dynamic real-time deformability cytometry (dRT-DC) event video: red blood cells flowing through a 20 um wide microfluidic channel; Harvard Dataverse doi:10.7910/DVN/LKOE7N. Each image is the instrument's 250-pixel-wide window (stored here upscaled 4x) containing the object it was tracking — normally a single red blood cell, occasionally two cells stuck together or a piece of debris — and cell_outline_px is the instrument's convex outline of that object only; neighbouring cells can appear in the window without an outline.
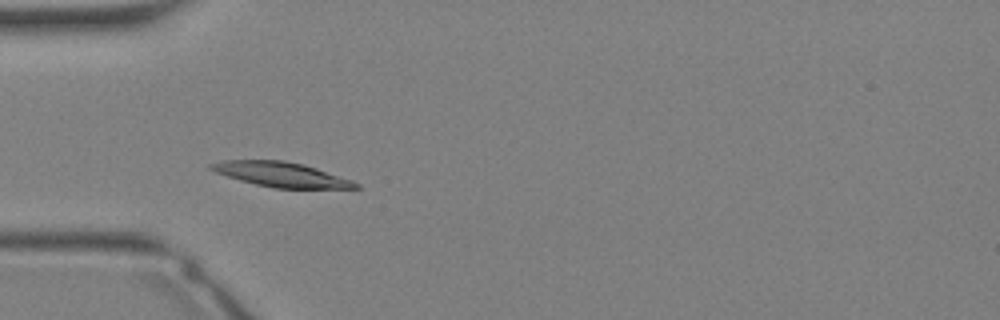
{"species": "Egyptian fruit bat (a non-hibernating species)", "species_latin": "Rousettus aegyptiacus", "temperature_condition": "warm", "stored_images_in_passage": 31, "camera_frame_rate_fps": 3000, "um_per_image_px": 0.085, "animal": {"sex": "female"}, "frame": {"image": 1, "passage_image": 8, "time_ms": 2.333, "image_size_px": [1000, 320], "cell_outline_px": [[360, 188], [272, 188], [240, 180], [216, 172], [208, 168], [208, 164], [220, 160], [284, 160], [304, 164], [352, 180], [360, 184]], "centroid_in_image_um": [23.88, 14.82], "position_along_channel_um": 61.1, "area_um2": 20.81}}
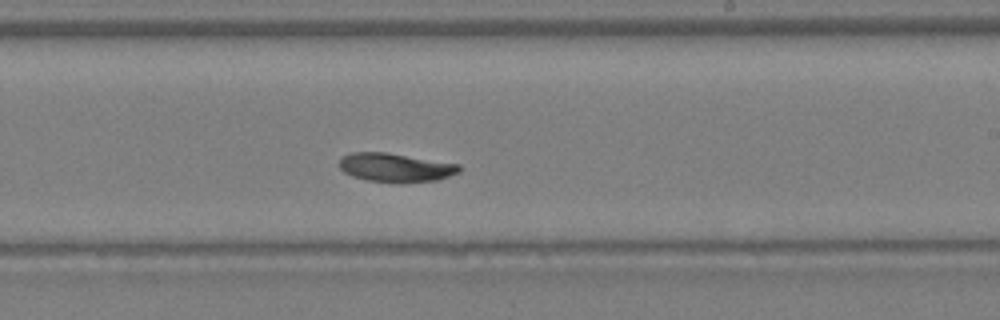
{"frame": {"image": 2, "passage_image": 18, "time_ms": 5.667, "image_size_px": [1000, 320], "cell_outline_px": [[460, 172], [436, 180], [368, 180], [352, 176], [344, 172], [340, 168], [340, 156], [352, 152], [388, 152], [460, 164]], "centroid_in_image_um": [33.59, 14.18], "position_along_channel_um": 255.4, "area_um2": 19.42}}
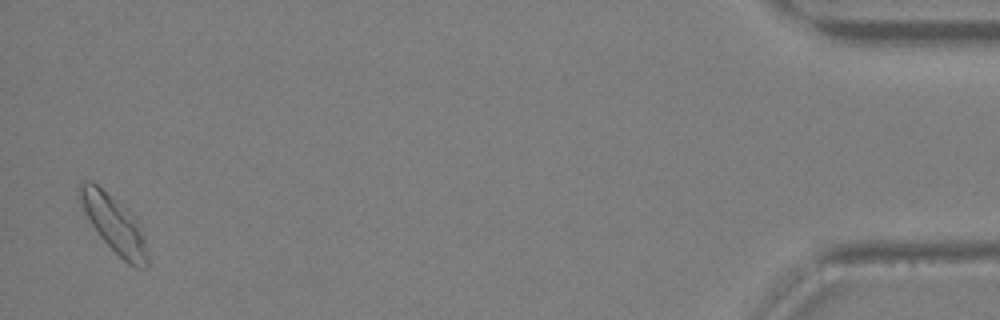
{"frame": {"image": 3, "passage_image": 31, "time_ms": 10.0, "image_size_px": [1000, 320], "cell_outline_px": [[152, 264], [148, 268], [132, 268], [100, 236], [84, 212], [76, 196], [76, 188], [84, 180], [92, 180], [112, 200], [144, 236]], "centroid_in_image_um": [9.65, 19.15], "position_along_channel_um": 425.6, "area_um2": 21.27}}